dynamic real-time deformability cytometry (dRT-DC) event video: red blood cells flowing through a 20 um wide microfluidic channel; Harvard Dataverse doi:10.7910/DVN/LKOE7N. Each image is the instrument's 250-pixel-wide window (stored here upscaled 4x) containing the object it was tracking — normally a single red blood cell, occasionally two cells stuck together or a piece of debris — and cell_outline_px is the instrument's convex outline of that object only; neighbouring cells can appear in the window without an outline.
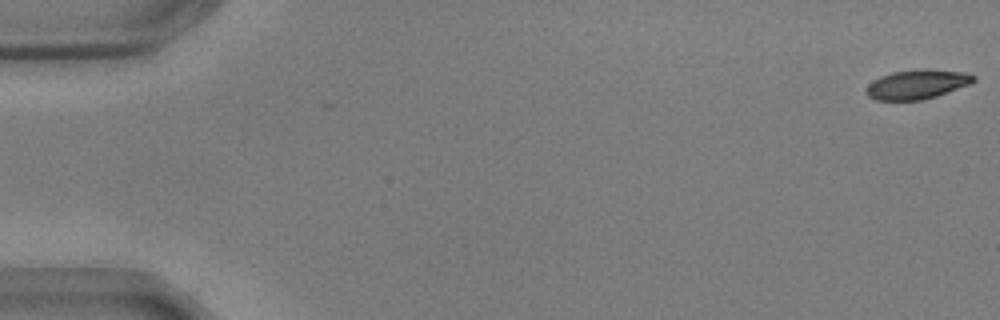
{"species": "common noctule bat (a hibernating species)", "species_latin": "Nyctalus noctula", "temperature_condition": "warm", "stored_images_in_passage": 56, "camera_frame_rate_fps": 3000, "um_per_image_px": 0.085, "animal": {"sex": "male", "body_mass_g": 17.9, "forearm_length_mm": 54.2}, "frame": {"image": 1, "passage_image": 1, "time_ms": 0.0, "image_size_px": [1000, 320], "cell_outline_px": [[976, 80], [972, 84], [936, 96], [920, 100], [876, 100], [868, 96], [864, 92], [868, 84], [872, 80], [880, 76], [892, 72], [916, 68], [928, 68], [964, 72], [976, 76]], "centroid_in_image_um": [77.95, 7.15], "position_along_channel_um": 7.0, "area_um2": 18.79}}
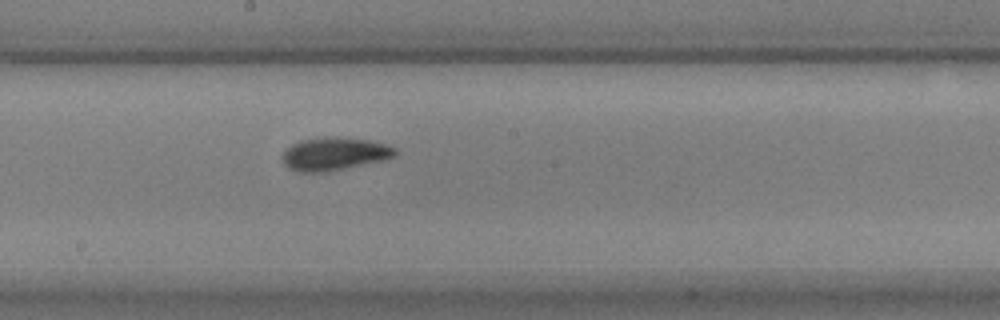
{"frame": {"image": 2, "passage_image": 31, "time_ms": 10.0, "image_size_px": [1000, 320], "cell_outline_px": [[396, 156], [384, 160], [328, 172], [296, 172], [288, 168], [284, 164], [284, 152], [292, 144], [300, 140], [324, 136], [368, 140], [384, 144], [396, 148]], "centroid_in_image_um": [28.42, 13.09], "position_along_channel_um": 219.8, "area_um2": 21.62}}
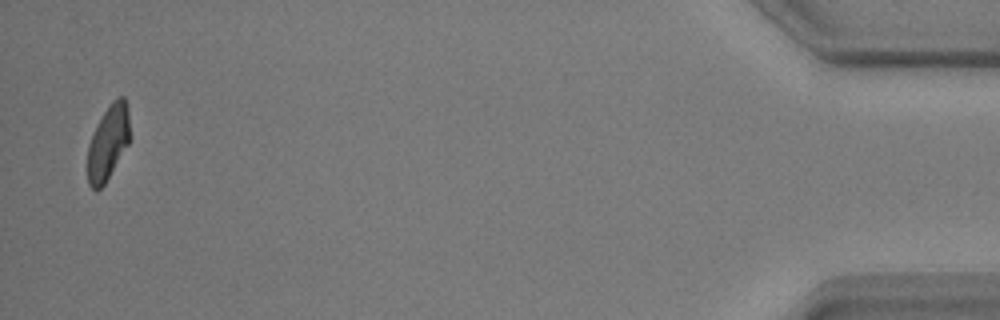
{"frame": {"image": 3, "passage_image": 55, "time_ms": 18.0, "image_size_px": [1000, 320], "cell_outline_px": [[128, 144], [104, 184], [96, 192], [88, 184], [88, 144], [96, 124], [112, 100], [116, 96], [124, 96], [128, 108]], "centroid_in_image_um": [9.16, 12.1], "position_along_channel_um": 426.0, "area_um2": 18.15}, "authors_computed_cell_mechanics": {"area_um2": 20.2011, "velocity_mm_per_s": 3.6303, "shape_relaxation_time_tau1_ms": 4.5558, "shape_relaxation_time_tau2_ms": 2.6186, "deformation_change_tau1": 0.147, "deformation_change_tau2": 0.0824}}